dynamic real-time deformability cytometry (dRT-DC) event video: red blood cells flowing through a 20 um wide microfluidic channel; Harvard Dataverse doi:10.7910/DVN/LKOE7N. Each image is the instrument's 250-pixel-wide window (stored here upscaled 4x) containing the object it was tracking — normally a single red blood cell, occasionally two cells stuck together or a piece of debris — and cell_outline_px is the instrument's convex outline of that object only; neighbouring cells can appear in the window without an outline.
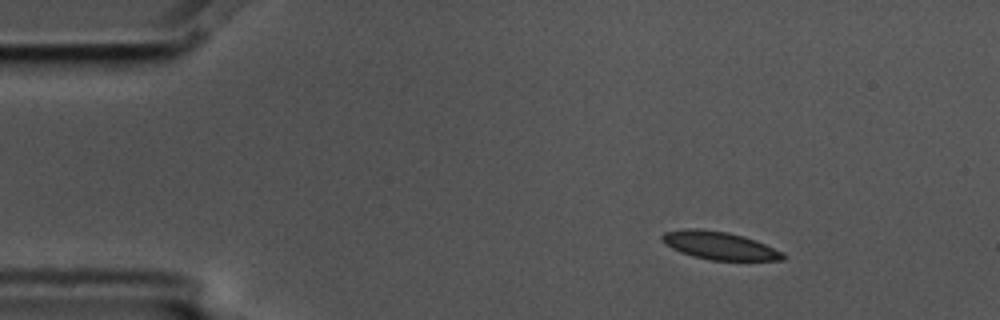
{"species": "common noctule bat (a hibernating species)", "species_latin": "Nyctalus noctula", "temperature_condition": "cold", "stored_images_in_passage": 4, "camera_frame_rate_fps": 3000, "um_per_image_px": 0.085, "animal": {"sex": "male", "body_mass_g": 17.5, "forearm_length_mm": 52.3}, "frame": {"image": 1, "passage_image": 2, "time_ms": 0.333, "image_size_px": [1000, 320], "cell_outline_px": [[788, 256], [784, 260], [712, 260], [692, 256], [680, 252], [664, 244], [660, 240], [660, 236], [664, 232], [688, 228], [700, 228], [728, 232], [744, 236], [784, 252]], "centroid_in_image_um": [61.13, 20.87], "position_along_channel_um": 23.9, "area_um2": 19.83}}